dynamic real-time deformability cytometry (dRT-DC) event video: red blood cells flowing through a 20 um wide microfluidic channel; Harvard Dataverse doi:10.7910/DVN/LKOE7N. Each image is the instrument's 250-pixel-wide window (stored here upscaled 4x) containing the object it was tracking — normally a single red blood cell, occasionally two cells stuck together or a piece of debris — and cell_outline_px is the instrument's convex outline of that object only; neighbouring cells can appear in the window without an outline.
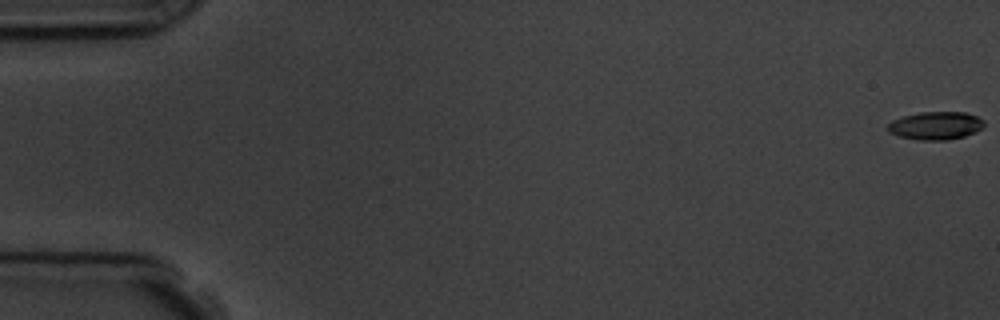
{"species": "common noctule bat (a hibernating species)", "species_latin": "Nyctalus noctula", "temperature_condition": "room temperature", "stored_images_in_passage": 4, "camera_frame_rate_fps": 3000, "um_per_image_px": 0.085, "animal": {"sex": "male", "body_mass_g": 19.5, "forearm_length_mm": 54.6}, "frame": {"image": 1, "passage_image": 1, "time_ms": 0.0, "image_size_px": [1000, 320], "cell_outline_px": [[984, 124], [976, 132], [964, 136], [948, 140], [920, 140], [896, 136], [888, 132], [884, 128], [892, 120], [904, 116], [920, 112], [964, 112], [976, 116], [984, 120]], "centroid_in_image_um": [79.48, 10.68], "position_along_channel_um": 5.5, "area_um2": 15.84}}